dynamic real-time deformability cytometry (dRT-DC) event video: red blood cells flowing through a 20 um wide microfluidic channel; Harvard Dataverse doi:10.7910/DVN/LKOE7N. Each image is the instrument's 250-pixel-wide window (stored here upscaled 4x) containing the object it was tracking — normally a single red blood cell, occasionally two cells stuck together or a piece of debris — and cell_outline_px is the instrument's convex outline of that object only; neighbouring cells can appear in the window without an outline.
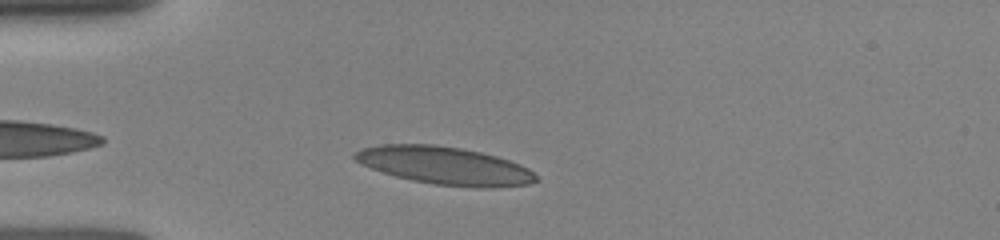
{"species": "human", "species_latin": "Homo sapiens", "temperature_condition": "room temperature", "stored_images_in_passage": 6, "camera_frame_rate_fps": 3000, "um_per_image_px": 0.085, "donor": {"sex": "female"}, "frame": {"image": 1, "passage_image": 2, "time_ms": 1.0, "image_size_px": [1000, 240], "cell_outline_px": [[540, 180], [528, 184], [436, 184], [412, 180], [396, 176], [372, 168], [356, 160], [352, 156], [360, 148], [380, 144], [436, 144], [460, 148], [480, 152], [496, 156], [520, 164], [528, 168]], "centroid_in_image_um": [37.69, 14.01], "position_along_channel_um": 47.3, "area_um2": 38.21}}
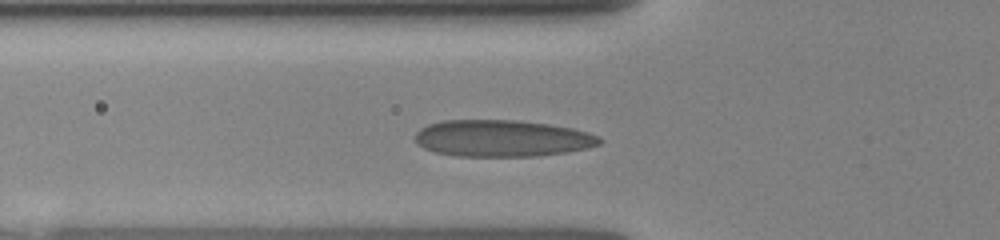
{"frame": {"image": 2, "passage_image": 4, "time_ms": 2.333, "image_size_px": [1000, 240], "cell_outline_px": [[600, 144], [588, 148], [568, 152], [540, 156], [456, 156], [436, 152], [424, 148], [416, 144], [416, 132], [420, 128], [428, 124], [444, 120], [512, 120], [548, 124], [572, 128], [588, 132], [600, 136]], "centroid_in_image_um": [42.68, 11.76], "position_along_channel_um": 83.1, "area_um2": 39.54}}
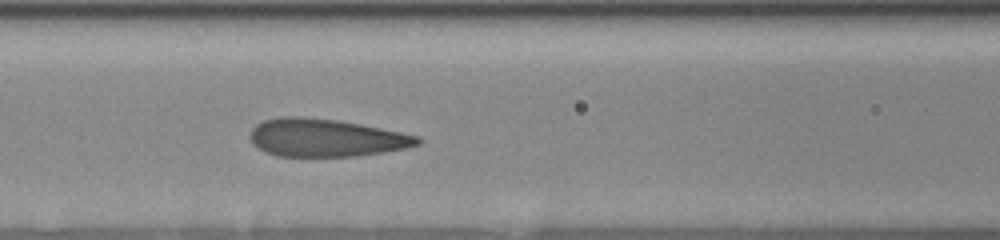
{"frame": {"image": 3, "passage_image": 6, "time_ms": 3.667, "image_size_px": [1000, 240], "cell_outline_px": [[424, 140], [420, 144], [408, 148], [384, 152], [356, 156], [276, 156], [264, 152], [256, 148], [252, 144], [248, 136], [252, 128], [256, 124], [264, 120], [280, 116], [304, 116], [340, 120], [420, 136]], "centroid_in_image_um": [27.67, 11.71], "position_along_channel_um": 138.9, "area_um2": 37.45}}